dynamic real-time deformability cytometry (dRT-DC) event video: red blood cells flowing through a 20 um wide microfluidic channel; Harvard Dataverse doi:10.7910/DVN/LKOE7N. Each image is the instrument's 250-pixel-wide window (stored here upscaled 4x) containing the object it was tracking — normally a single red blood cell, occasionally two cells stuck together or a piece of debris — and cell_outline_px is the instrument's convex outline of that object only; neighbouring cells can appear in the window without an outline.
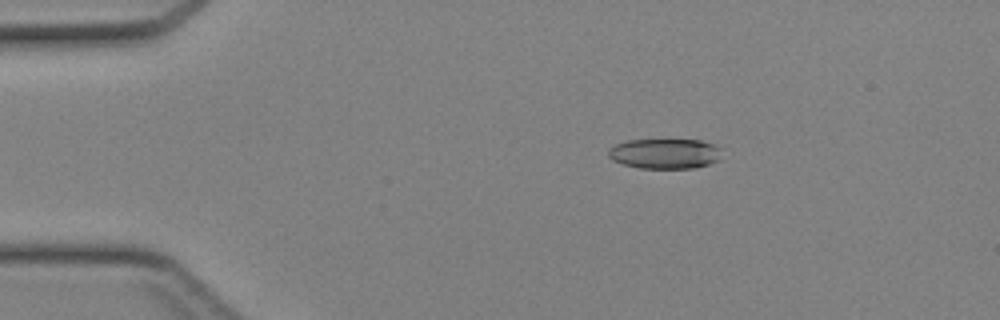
{"species": "Egyptian fruit bat (a non-hibernating species)", "species_latin": "Rousettus aegyptiacus", "temperature_condition": "cold", "stored_images_in_passage": 38, "camera_frame_rate_fps": 3000, "um_per_image_px": 0.085, "animal": {"sex": "female"}, "frame": {"image": 1, "passage_image": 2, "time_ms": 0.333, "image_size_px": [1000, 320], "cell_outline_px": [[720, 148], [716, 160], [708, 164], [696, 168], [640, 168], [624, 164], [612, 160], [608, 156], [608, 148], [616, 144], [628, 140], [700, 140], [716, 144]], "centroid_in_image_um": [56.47, 13.05], "position_along_channel_um": 28.5, "area_um2": 19.77}}
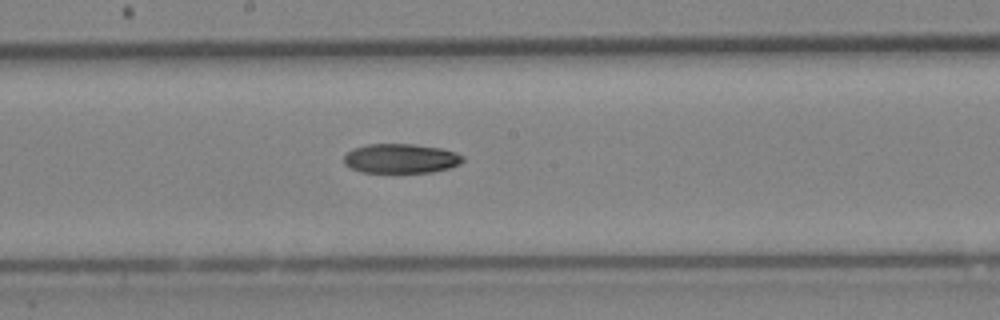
{"frame": {"image": 2, "passage_image": 18, "time_ms": 5.667, "image_size_px": [1000, 320], "cell_outline_px": [[464, 160], [460, 164], [448, 168], [432, 172], [360, 172], [344, 164], [344, 156], [352, 148], [368, 144], [412, 144], [440, 148], [456, 152], [464, 156]], "centroid_in_image_um": [34.07, 13.47], "position_along_channel_um": 214.1, "area_um2": 20.4}}
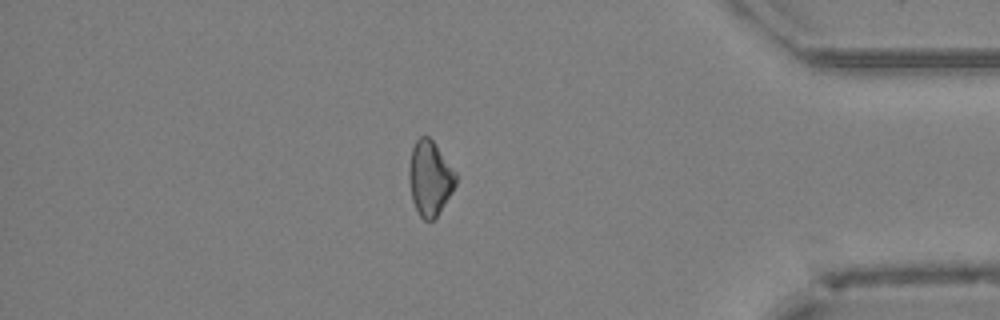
{"frame": {"image": 3, "passage_image": 32, "time_ms": 10.333, "image_size_px": [1000, 320], "cell_outline_px": [[456, 184], [452, 192], [436, 216], [432, 220], [424, 220], [420, 216], [412, 200], [408, 176], [408, 168], [412, 148], [416, 140], [420, 136], [428, 136], [436, 144], [456, 172]], "centroid_in_image_um": [36.53, 15.12], "position_along_channel_um": 398.7, "area_um2": 20.29}}